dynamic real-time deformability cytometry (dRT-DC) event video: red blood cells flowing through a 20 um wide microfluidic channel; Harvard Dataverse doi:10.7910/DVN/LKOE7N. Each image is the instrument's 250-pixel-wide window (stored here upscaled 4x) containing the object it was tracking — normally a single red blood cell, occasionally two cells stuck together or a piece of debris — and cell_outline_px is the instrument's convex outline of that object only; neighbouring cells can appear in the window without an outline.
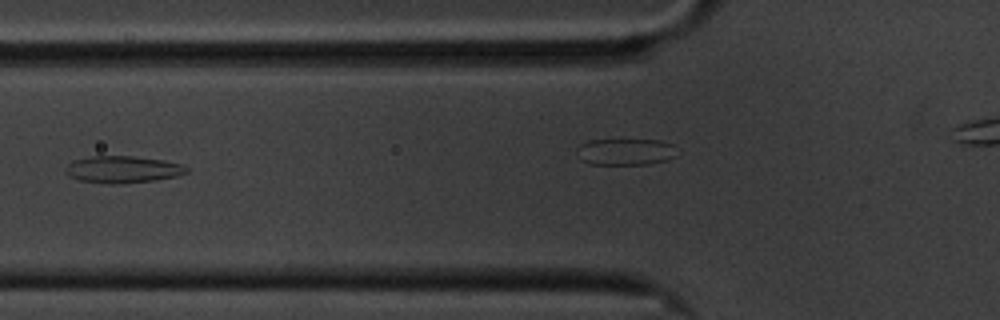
{"species": "common noctule bat (a hibernating species)", "species_latin": "Nyctalus noctula", "temperature_condition": "cold", "stored_images_in_passage": 26, "camera_frame_rate_fps": 3000, "um_per_image_px": 0.085, "animal": {"sex": "male", "body_mass_g": 20.1, "forearm_length_mm": 53.5}, "frame": {"image": 1, "passage_image": 2, "time_ms": 0.333, "image_size_px": [1000, 320], "cell_outline_px": [[188, 172], [176, 176], [156, 180], [124, 184], [112, 184], [80, 180], [68, 176], [64, 172], [64, 168], [72, 160], [92, 156], [132, 156], [164, 160], [180, 164], [188, 168]], "centroid_in_image_um": [10.4, 14.4], "position_along_channel_um": 115.4, "area_um2": 19.13}}
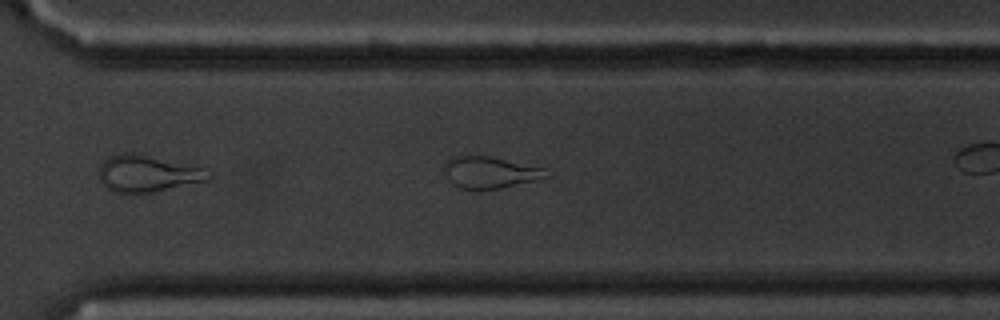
{"frame": {"image": 2, "passage_image": 21, "time_ms": 6.667, "image_size_px": [1000, 320], "cell_outline_px": [[552, 176], [536, 180], [500, 188], [460, 188], [452, 184], [448, 176], [448, 160], [452, 156], [488, 156], [544, 168]], "centroid_in_image_um": [41.73, 14.65], "position_along_channel_um": 328.9, "area_um2": 18.09}}
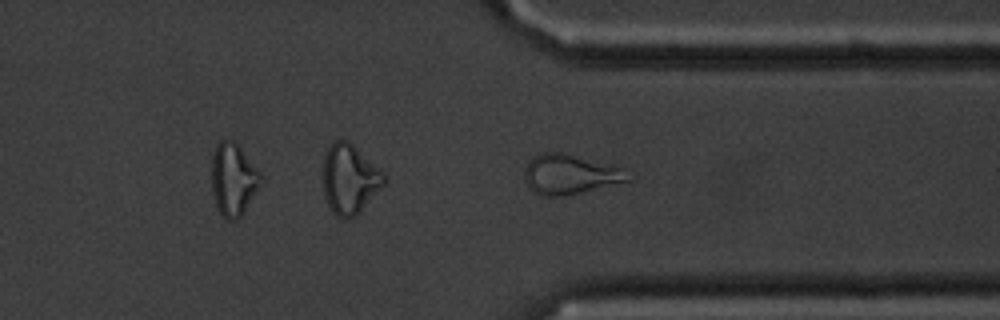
{"frame": {"image": 3, "passage_image": 24, "time_ms": 7.667, "image_size_px": [1000, 320], "cell_outline_px": [[636, 176], [632, 180], [568, 196], [540, 196], [532, 192], [528, 188], [524, 180], [524, 172], [528, 160], [532, 156], [540, 152], [564, 152], [624, 168]], "centroid_in_image_um": [48.47, 14.83], "position_along_channel_um": 362.9, "area_um2": 24.85}}